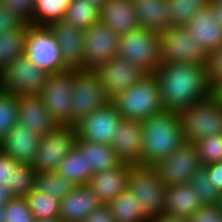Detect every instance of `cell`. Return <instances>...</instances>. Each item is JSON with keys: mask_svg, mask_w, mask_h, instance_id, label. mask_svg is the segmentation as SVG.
Here are the masks:
<instances>
[{"mask_svg": "<svg viewBox=\"0 0 222 222\" xmlns=\"http://www.w3.org/2000/svg\"><path fill=\"white\" fill-rule=\"evenodd\" d=\"M204 167L209 176V180L215 188L222 193V162L213 163Z\"/></svg>", "mask_w": 222, "mask_h": 222, "instance_id": "47", "label": "cell"}, {"mask_svg": "<svg viewBox=\"0 0 222 222\" xmlns=\"http://www.w3.org/2000/svg\"><path fill=\"white\" fill-rule=\"evenodd\" d=\"M189 184L192 190L196 191L202 205H218L221 192L209 180L204 166L195 171Z\"/></svg>", "mask_w": 222, "mask_h": 222, "instance_id": "36", "label": "cell"}, {"mask_svg": "<svg viewBox=\"0 0 222 222\" xmlns=\"http://www.w3.org/2000/svg\"><path fill=\"white\" fill-rule=\"evenodd\" d=\"M177 113L184 141L195 143L207 136L222 133V105L214 94Z\"/></svg>", "mask_w": 222, "mask_h": 222, "instance_id": "5", "label": "cell"}, {"mask_svg": "<svg viewBox=\"0 0 222 222\" xmlns=\"http://www.w3.org/2000/svg\"><path fill=\"white\" fill-rule=\"evenodd\" d=\"M18 123L26 126L34 134L42 137L53 131L58 125L49 115L39 94L17 95Z\"/></svg>", "mask_w": 222, "mask_h": 222, "instance_id": "18", "label": "cell"}, {"mask_svg": "<svg viewBox=\"0 0 222 222\" xmlns=\"http://www.w3.org/2000/svg\"><path fill=\"white\" fill-rule=\"evenodd\" d=\"M130 165L131 163L121 162L114 168L96 172L90 177L87 185L103 204L107 205L127 189Z\"/></svg>", "mask_w": 222, "mask_h": 222, "instance_id": "22", "label": "cell"}, {"mask_svg": "<svg viewBox=\"0 0 222 222\" xmlns=\"http://www.w3.org/2000/svg\"><path fill=\"white\" fill-rule=\"evenodd\" d=\"M5 207L6 222H35L26 197L14 196Z\"/></svg>", "mask_w": 222, "mask_h": 222, "instance_id": "40", "label": "cell"}, {"mask_svg": "<svg viewBox=\"0 0 222 222\" xmlns=\"http://www.w3.org/2000/svg\"><path fill=\"white\" fill-rule=\"evenodd\" d=\"M0 222H6V207L0 205Z\"/></svg>", "mask_w": 222, "mask_h": 222, "instance_id": "53", "label": "cell"}, {"mask_svg": "<svg viewBox=\"0 0 222 222\" xmlns=\"http://www.w3.org/2000/svg\"><path fill=\"white\" fill-rule=\"evenodd\" d=\"M142 142L141 121L122 119L110 145L122 162L141 164Z\"/></svg>", "mask_w": 222, "mask_h": 222, "instance_id": "19", "label": "cell"}, {"mask_svg": "<svg viewBox=\"0 0 222 222\" xmlns=\"http://www.w3.org/2000/svg\"><path fill=\"white\" fill-rule=\"evenodd\" d=\"M11 156L0 150V183L11 185L12 169L17 164Z\"/></svg>", "mask_w": 222, "mask_h": 222, "instance_id": "45", "label": "cell"}, {"mask_svg": "<svg viewBox=\"0 0 222 222\" xmlns=\"http://www.w3.org/2000/svg\"><path fill=\"white\" fill-rule=\"evenodd\" d=\"M111 101L123 119L142 121L164 111L153 74H147L138 83L114 96Z\"/></svg>", "mask_w": 222, "mask_h": 222, "instance_id": "4", "label": "cell"}, {"mask_svg": "<svg viewBox=\"0 0 222 222\" xmlns=\"http://www.w3.org/2000/svg\"><path fill=\"white\" fill-rule=\"evenodd\" d=\"M103 203L88 185L75 186L60 200L59 216L62 222H82Z\"/></svg>", "mask_w": 222, "mask_h": 222, "instance_id": "20", "label": "cell"}, {"mask_svg": "<svg viewBox=\"0 0 222 222\" xmlns=\"http://www.w3.org/2000/svg\"><path fill=\"white\" fill-rule=\"evenodd\" d=\"M99 15L100 22L119 36L140 28L133 0H107Z\"/></svg>", "mask_w": 222, "mask_h": 222, "instance_id": "24", "label": "cell"}, {"mask_svg": "<svg viewBox=\"0 0 222 222\" xmlns=\"http://www.w3.org/2000/svg\"><path fill=\"white\" fill-rule=\"evenodd\" d=\"M133 6L141 28L161 33L174 27L168 0H133Z\"/></svg>", "mask_w": 222, "mask_h": 222, "instance_id": "25", "label": "cell"}, {"mask_svg": "<svg viewBox=\"0 0 222 222\" xmlns=\"http://www.w3.org/2000/svg\"><path fill=\"white\" fill-rule=\"evenodd\" d=\"M24 56L48 74L69 70L63 63L59 44L47 26L28 24Z\"/></svg>", "mask_w": 222, "mask_h": 222, "instance_id": "10", "label": "cell"}, {"mask_svg": "<svg viewBox=\"0 0 222 222\" xmlns=\"http://www.w3.org/2000/svg\"><path fill=\"white\" fill-rule=\"evenodd\" d=\"M48 73L37 68L25 56L9 63L0 72V89L13 95L39 94Z\"/></svg>", "mask_w": 222, "mask_h": 222, "instance_id": "12", "label": "cell"}, {"mask_svg": "<svg viewBox=\"0 0 222 222\" xmlns=\"http://www.w3.org/2000/svg\"><path fill=\"white\" fill-rule=\"evenodd\" d=\"M28 24L0 34V72L12 61L25 55Z\"/></svg>", "mask_w": 222, "mask_h": 222, "instance_id": "29", "label": "cell"}, {"mask_svg": "<svg viewBox=\"0 0 222 222\" xmlns=\"http://www.w3.org/2000/svg\"><path fill=\"white\" fill-rule=\"evenodd\" d=\"M218 207H219V210L221 211V213H222V193H221V196H220V199H219V202H218V205H217Z\"/></svg>", "mask_w": 222, "mask_h": 222, "instance_id": "55", "label": "cell"}, {"mask_svg": "<svg viewBox=\"0 0 222 222\" xmlns=\"http://www.w3.org/2000/svg\"><path fill=\"white\" fill-rule=\"evenodd\" d=\"M82 222H116L109 207L103 204L100 208L92 211Z\"/></svg>", "mask_w": 222, "mask_h": 222, "instance_id": "46", "label": "cell"}, {"mask_svg": "<svg viewBox=\"0 0 222 222\" xmlns=\"http://www.w3.org/2000/svg\"><path fill=\"white\" fill-rule=\"evenodd\" d=\"M72 97L70 107L73 124L111 102L93 69L76 70L73 74Z\"/></svg>", "mask_w": 222, "mask_h": 222, "instance_id": "7", "label": "cell"}, {"mask_svg": "<svg viewBox=\"0 0 222 222\" xmlns=\"http://www.w3.org/2000/svg\"><path fill=\"white\" fill-rule=\"evenodd\" d=\"M100 10L84 0H73L67 7L64 19L82 30L100 22Z\"/></svg>", "mask_w": 222, "mask_h": 222, "instance_id": "33", "label": "cell"}, {"mask_svg": "<svg viewBox=\"0 0 222 222\" xmlns=\"http://www.w3.org/2000/svg\"><path fill=\"white\" fill-rule=\"evenodd\" d=\"M209 0H168L174 26L184 27Z\"/></svg>", "mask_w": 222, "mask_h": 222, "instance_id": "38", "label": "cell"}, {"mask_svg": "<svg viewBox=\"0 0 222 222\" xmlns=\"http://www.w3.org/2000/svg\"><path fill=\"white\" fill-rule=\"evenodd\" d=\"M155 167L167 187L189 183L195 171L202 167L196 143L184 141Z\"/></svg>", "mask_w": 222, "mask_h": 222, "instance_id": "13", "label": "cell"}, {"mask_svg": "<svg viewBox=\"0 0 222 222\" xmlns=\"http://www.w3.org/2000/svg\"><path fill=\"white\" fill-rule=\"evenodd\" d=\"M93 70L99 76L101 84L111 99L147 75L139 66L118 56L101 63Z\"/></svg>", "mask_w": 222, "mask_h": 222, "instance_id": "16", "label": "cell"}, {"mask_svg": "<svg viewBox=\"0 0 222 222\" xmlns=\"http://www.w3.org/2000/svg\"><path fill=\"white\" fill-rule=\"evenodd\" d=\"M149 222H189V218L164 213L160 217L152 219Z\"/></svg>", "mask_w": 222, "mask_h": 222, "instance_id": "49", "label": "cell"}, {"mask_svg": "<svg viewBox=\"0 0 222 222\" xmlns=\"http://www.w3.org/2000/svg\"><path fill=\"white\" fill-rule=\"evenodd\" d=\"M39 136L26 126L17 123L0 142V150L18 163H33Z\"/></svg>", "mask_w": 222, "mask_h": 222, "instance_id": "23", "label": "cell"}, {"mask_svg": "<svg viewBox=\"0 0 222 222\" xmlns=\"http://www.w3.org/2000/svg\"><path fill=\"white\" fill-rule=\"evenodd\" d=\"M14 196L10 192L9 188L4 184L0 183V205H5L9 202Z\"/></svg>", "mask_w": 222, "mask_h": 222, "instance_id": "50", "label": "cell"}, {"mask_svg": "<svg viewBox=\"0 0 222 222\" xmlns=\"http://www.w3.org/2000/svg\"><path fill=\"white\" fill-rule=\"evenodd\" d=\"M73 0H35L34 26H48L64 19L67 7Z\"/></svg>", "mask_w": 222, "mask_h": 222, "instance_id": "32", "label": "cell"}, {"mask_svg": "<svg viewBox=\"0 0 222 222\" xmlns=\"http://www.w3.org/2000/svg\"><path fill=\"white\" fill-rule=\"evenodd\" d=\"M161 64L204 65L206 51L195 43L191 34L182 26H174L158 34Z\"/></svg>", "mask_w": 222, "mask_h": 222, "instance_id": "9", "label": "cell"}, {"mask_svg": "<svg viewBox=\"0 0 222 222\" xmlns=\"http://www.w3.org/2000/svg\"><path fill=\"white\" fill-rule=\"evenodd\" d=\"M18 99L16 95L0 89V142L18 123Z\"/></svg>", "mask_w": 222, "mask_h": 222, "instance_id": "37", "label": "cell"}, {"mask_svg": "<svg viewBox=\"0 0 222 222\" xmlns=\"http://www.w3.org/2000/svg\"><path fill=\"white\" fill-rule=\"evenodd\" d=\"M35 220L55 219L59 216L60 200L49 193L32 190L25 196Z\"/></svg>", "mask_w": 222, "mask_h": 222, "instance_id": "31", "label": "cell"}, {"mask_svg": "<svg viewBox=\"0 0 222 222\" xmlns=\"http://www.w3.org/2000/svg\"><path fill=\"white\" fill-rule=\"evenodd\" d=\"M76 70L50 73L39 93L49 115L60 125H74L71 122L72 81Z\"/></svg>", "mask_w": 222, "mask_h": 222, "instance_id": "11", "label": "cell"}, {"mask_svg": "<svg viewBox=\"0 0 222 222\" xmlns=\"http://www.w3.org/2000/svg\"><path fill=\"white\" fill-rule=\"evenodd\" d=\"M75 146L85 153L87 166H91L93 174L114 168L122 162L110 144L95 143L77 138Z\"/></svg>", "mask_w": 222, "mask_h": 222, "instance_id": "27", "label": "cell"}, {"mask_svg": "<svg viewBox=\"0 0 222 222\" xmlns=\"http://www.w3.org/2000/svg\"><path fill=\"white\" fill-rule=\"evenodd\" d=\"M116 222H149L144 216L137 199L128 189L122 191L107 204Z\"/></svg>", "mask_w": 222, "mask_h": 222, "instance_id": "30", "label": "cell"}, {"mask_svg": "<svg viewBox=\"0 0 222 222\" xmlns=\"http://www.w3.org/2000/svg\"><path fill=\"white\" fill-rule=\"evenodd\" d=\"M23 23L34 25L35 0H0Z\"/></svg>", "mask_w": 222, "mask_h": 222, "instance_id": "42", "label": "cell"}, {"mask_svg": "<svg viewBox=\"0 0 222 222\" xmlns=\"http://www.w3.org/2000/svg\"><path fill=\"white\" fill-rule=\"evenodd\" d=\"M55 172L75 186L87 185L93 175L91 166H87L85 153L76 146L64 157Z\"/></svg>", "mask_w": 222, "mask_h": 222, "instance_id": "28", "label": "cell"}, {"mask_svg": "<svg viewBox=\"0 0 222 222\" xmlns=\"http://www.w3.org/2000/svg\"><path fill=\"white\" fill-rule=\"evenodd\" d=\"M120 36L99 22L83 30V69H94L117 57Z\"/></svg>", "mask_w": 222, "mask_h": 222, "instance_id": "14", "label": "cell"}, {"mask_svg": "<svg viewBox=\"0 0 222 222\" xmlns=\"http://www.w3.org/2000/svg\"><path fill=\"white\" fill-rule=\"evenodd\" d=\"M122 119L116 106L111 101L106 106L82 117L74 124L77 130V138L95 143L111 144Z\"/></svg>", "mask_w": 222, "mask_h": 222, "instance_id": "15", "label": "cell"}, {"mask_svg": "<svg viewBox=\"0 0 222 222\" xmlns=\"http://www.w3.org/2000/svg\"><path fill=\"white\" fill-rule=\"evenodd\" d=\"M24 23L0 1V34L20 28Z\"/></svg>", "mask_w": 222, "mask_h": 222, "instance_id": "44", "label": "cell"}, {"mask_svg": "<svg viewBox=\"0 0 222 222\" xmlns=\"http://www.w3.org/2000/svg\"><path fill=\"white\" fill-rule=\"evenodd\" d=\"M84 2L91 3L100 10L107 0H84Z\"/></svg>", "mask_w": 222, "mask_h": 222, "instance_id": "51", "label": "cell"}, {"mask_svg": "<svg viewBox=\"0 0 222 222\" xmlns=\"http://www.w3.org/2000/svg\"><path fill=\"white\" fill-rule=\"evenodd\" d=\"M74 187V184L56 172H36L35 174L34 190L45 194L49 193L59 200L66 196Z\"/></svg>", "mask_w": 222, "mask_h": 222, "instance_id": "34", "label": "cell"}, {"mask_svg": "<svg viewBox=\"0 0 222 222\" xmlns=\"http://www.w3.org/2000/svg\"><path fill=\"white\" fill-rule=\"evenodd\" d=\"M188 218L189 222H222V213L217 205H202Z\"/></svg>", "mask_w": 222, "mask_h": 222, "instance_id": "43", "label": "cell"}, {"mask_svg": "<svg viewBox=\"0 0 222 222\" xmlns=\"http://www.w3.org/2000/svg\"><path fill=\"white\" fill-rule=\"evenodd\" d=\"M141 126V164L144 166H156L184 142L177 111L164 110L142 120Z\"/></svg>", "mask_w": 222, "mask_h": 222, "instance_id": "2", "label": "cell"}, {"mask_svg": "<svg viewBox=\"0 0 222 222\" xmlns=\"http://www.w3.org/2000/svg\"><path fill=\"white\" fill-rule=\"evenodd\" d=\"M166 188L155 166L130 165L127 189L134 194L149 221L164 214Z\"/></svg>", "mask_w": 222, "mask_h": 222, "instance_id": "3", "label": "cell"}, {"mask_svg": "<svg viewBox=\"0 0 222 222\" xmlns=\"http://www.w3.org/2000/svg\"><path fill=\"white\" fill-rule=\"evenodd\" d=\"M158 34L140 27L121 35L117 56L153 74L161 65Z\"/></svg>", "mask_w": 222, "mask_h": 222, "instance_id": "6", "label": "cell"}, {"mask_svg": "<svg viewBox=\"0 0 222 222\" xmlns=\"http://www.w3.org/2000/svg\"><path fill=\"white\" fill-rule=\"evenodd\" d=\"M208 5L211 7L213 16L216 18V21L222 26V1L209 0Z\"/></svg>", "mask_w": 222, "mask_h": 222, "instance_id": "48", "label": "cell"}, {"mask_svg": "<svg viewBox=\"0 0 222 222\" xmlns=\"http://www.w3.org/2000/svg\"><path fill=\"white\" fill-rule=\"evenodd\" d=\"M214 95L220 100L222 105V83L214 89Z\"/></svg>", "mask_w": 222, "mask_h": 222, "instance_id": "52", "label": "cell"}, {"mask_svg": "<svg viewBox=\"0 0 222 222\" xmlns=\"http://www.w3.org/2000/svg\"><path fill=\"white\" fill-rule=\"evenodd\" d=\"M202 166L222 162V133L195 142Z\"/></svg>", "mask_w": 222, "mask_h": 222, "instance_id": "39", "label": "cell"}, {"mask_svg": "<svg viewBox=\"0 0 222 222\" xmlns=\"http://www.w3.org/2000/svg\"><path fill=\"white\" fill-rule=\"evenodd\" d=\"M35 168L31 164L17 163L12 169L11 185L13 196L25 197L34 189Z\"/></svg>", "mask_w": 222, "mask_h": 222, "instance_id": "35", "label": "cell"}, {"mask_svg": "<svg viewBox=\"0 0 222 222\" xmlns=\"http://www.w3.org/2000/svg\"><path fill=\"white\" fill-rule=\"evenodd\" d=\"M153 75L164 110L178 112L214 94L204 65L161 64Z\"/></svg>", "mask_w": 222, "mask_h": 222, "instance_id": "1", "label": "cell"}, {"mask_svg": "<svg viewBox=\"0 0 222 222\" xmlns=\"http://www.w3.org/2000/svg\"><path fill=\"white\" fill-rule=\"evenodd\" d=\"M47 27L59 44L64 65L69 70H83V30L65 19Z\"/></svg>", "mask_w": 222, "mask_h": 222, "instance_id": "17", "label": "cell"}, {"mask_svg": "<svg viewBox=\"0 0 222 222\" xmlns=\"http://www.w3.org/2000/svg\"><path fill=\"white\" fill-rule=\"evenodd\" d=\"M207 79L213 89L222 83V46L210 51L204 63Z\"/></svg>", "mask_w": 222, "mask_h": 222, "instance_id": "41", "label": "cell"}, {"mask_svg": "<svg viewBox=\"0 0 222 222\" xmlns=\"http://www.w3.org/2000/svg\"><path fill=\"white\" fill-rule=\"evenodd\" d=\"M202 206L189 183L168 186L165 193V214L189 217Z\"/></svg>", "mask_w": 222, "mask_h": 222, "instance_id": "26", "label": "cell"}, {"mask_svg": "<svg viewBox=\"0 0 222 222\" xmlns=\"http://www.w3.org/2000/svg\"><path fill=\"white\" fill-rule=\"evenodd\" d=\"M184 27L207 54L222 46V26L216 21L209 5L196 12Z\"/></svg>", "mask_w": 222, "mask_h": 222, "instance_id": "21", "label": "cell"}, {"mask_svg": "<svg viewBox=\"0 0 222 222\" xmlns=\"http://www.w3.org/2000/svg\"><path fill=\"white\" fill-rule=\"evenodd\" d=\"M77 130L75 125H60L39 138L32 166L36 172H55L60 162L75 147Z\"/></svg>", "mask_w": 222, "mask_h": 222, "instance_id": "8", "label": "cell"}, {"mask_svg": "<svg viewBox=\"0 0 222 222\" xmlns=\"http://www.w3.org/2000/svg\"><path fill=\"white\" fill-rule=\"evenodd\" d=\"M35 222H62L59 218L55 219H41V220H35Z\"/></svg>", "mask_w": 222, "mask_h": 222, "instance_id": "54", "label": "cell"}]
</instances>
